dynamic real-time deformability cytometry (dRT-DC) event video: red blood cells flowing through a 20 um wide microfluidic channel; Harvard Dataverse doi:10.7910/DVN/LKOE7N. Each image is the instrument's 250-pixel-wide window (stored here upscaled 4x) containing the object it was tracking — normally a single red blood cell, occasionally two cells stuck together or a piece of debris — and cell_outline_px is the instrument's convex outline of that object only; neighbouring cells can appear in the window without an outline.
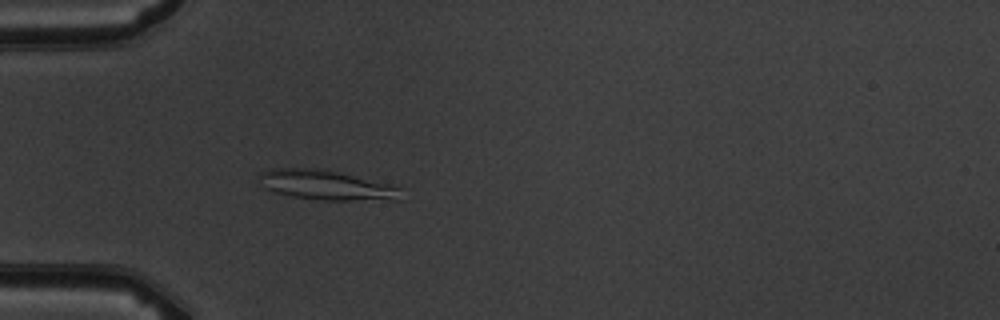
{"species": "common noctule bat (a hibernating species)", "species_latin": "Nyctalus noctula", "temperature_condition": "warm", "stored_images_in_passage": 5, "camera_frame_rate_fps": 3000, "um_per_image_px": 0.085, "animal": {"sex": "male", "body_mass_g": 19.5, "forearm_length_mm": 54.6}, "frame": {"image": 1, "passage_image": 5, "time_ms": 4.667, "image_size_px": [1000, 320], "cell_outline_px": [[400, 200], [324, 200], [292, 196], [276, 192], [264, 188], [260, 176], [260, 172], [272, 168], [316, 168], [396, 184], [400, 188]], "centroid_in_image_um": [27.8, 15.73], "position_along_channel_um": 57.2, "area_um2": 24.51}}